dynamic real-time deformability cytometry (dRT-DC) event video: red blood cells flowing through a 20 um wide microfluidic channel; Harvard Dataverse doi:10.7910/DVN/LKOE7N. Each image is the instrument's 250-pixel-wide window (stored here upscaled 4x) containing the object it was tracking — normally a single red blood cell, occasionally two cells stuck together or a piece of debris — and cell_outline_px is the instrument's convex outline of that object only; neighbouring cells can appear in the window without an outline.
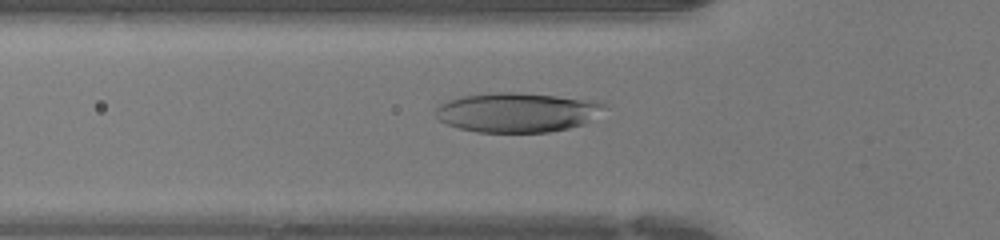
{"species": "human", "species_latin": "Homo sapiens", "temperature_condition": "warm", "stored_images_in_passage": 44, "camera_frame_rate_fps": 3000, "um_per_image_px": 0.085, "donor": {"sex": "female"}, "frame": {"image": 1, "passage_image": 14, "time_ms": 4.333, "image_size_px": [1000, 240], "cell_outline_px": [[608, 108], [584, 124], [568, 128], [548, 132], [476, 132], [460, 128], [448, 124], [440, 120], [436, 116], [436, 108], [440, 104], [448, 100], [464, 96], [496, 92], [516, 92], [600, 100]], "centroid_in_image_um": [44.01, 9.54], "position_along_channel_um": 81.8, "area_um2": 38.96}}
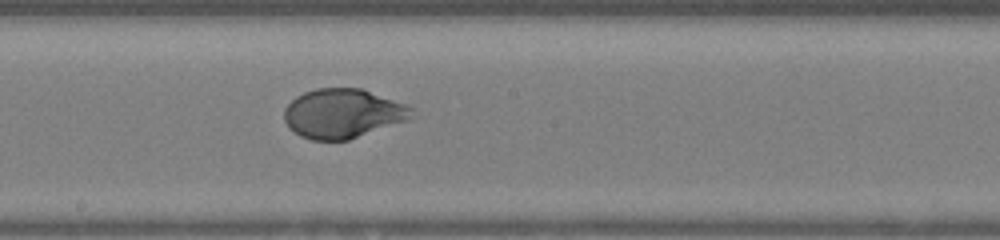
{"frame": {"image": 2, "passage_image": 23, "time_ms": 7.333, "image_size_px": [1000, 240], "cell_outline_px": [[412, 108], [408, 120], [348, 140], [312, 140], [300, 136], [288, 128], [284, 120], [284, 108], [296, 96], [304, 92], [316, 88], [360, 88], [408, 104]], "centroid_in_image_um": [29.11, 9.64], "position_along_channel_um": 219.1, "area_um2": 36.65}}
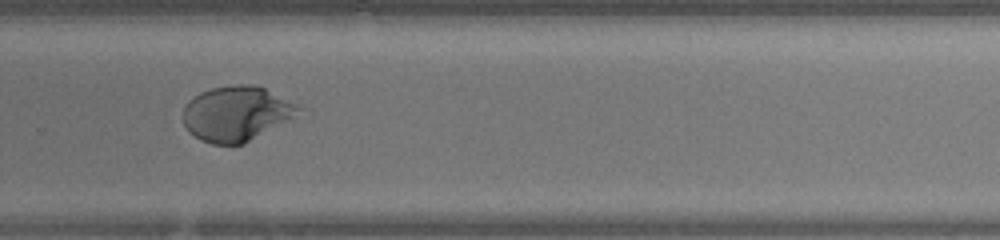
{"frame": {"image": 3, "passage_image": 29, "time_ms": 9.333, "image_size_px": [1000, 240], "cell_outline_px": [[304, 108], [288, 120], [244, 144], [212, 144], [200, 140], [188, 132], [184, 124], [184, 104], [188, 100], [200, 92], [212, 88], [236, 84], [256, 84]], "centroid_in_image_um": [20.06, 9.65], "position_along_channel_um": 309.7, "area_um2": 36.82}}